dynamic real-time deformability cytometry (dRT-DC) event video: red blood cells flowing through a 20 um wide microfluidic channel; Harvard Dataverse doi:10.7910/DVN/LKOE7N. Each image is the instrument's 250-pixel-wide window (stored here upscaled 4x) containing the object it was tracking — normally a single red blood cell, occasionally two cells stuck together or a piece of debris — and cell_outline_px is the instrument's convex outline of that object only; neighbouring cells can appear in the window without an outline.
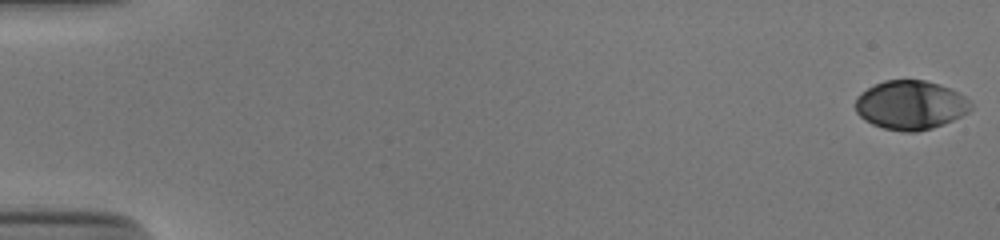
{"species": "human", "species_latin": "Homo sapiens", "temperature_condition": "cold", "stored_images_in_passage": 54, "camera_frame_rate_fps": 3000, "um_per_image_px": 0.085, "donor": {"sex": "male"}, "frame": {"image": 1, "passage_image": 1, "time_ms": 0.0, "image_size_px": [1000, 240], "cell_outline_px": [[972, 108], [968, 112], [952, 120], [932, 128], [916, 132], [904, 132], [884, 128], [872, 124], [864, 120], [856, 112], [856, 96], [860, 92], [884, 80], [924, 80], [940, 84], [952, 88], [960, 92], [972, 104]], "centroid_in_image_um": [77.4, 8.92], "position_along_channel_um": 7.6, "area_um2": 33.06}}
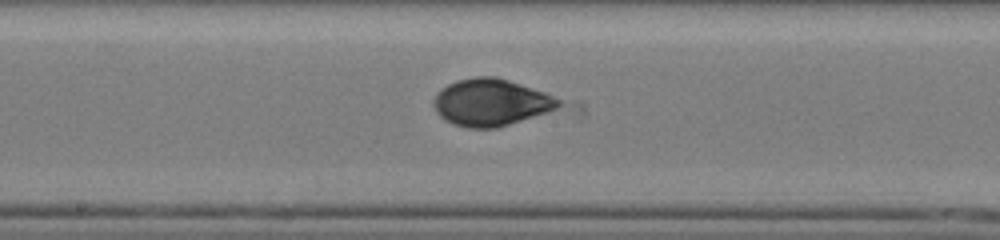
{"frame": {"image": 2, "passage_image": 30, "time_ms": 9.667, "image_size_px": [1000, 240], "cell_outline_px": [[560, 104], [556, 108], [548, 112], [496, 128], [468, 128], [452, 124], [444, 120], [436, 112], [432, 104], [432, 100], [436, 92], [448, 84], [456, 80], [476, 76], [496, 76], [544, 92], [560, 100]], "centroid_in_image_um": [41.66, 8.7], "position_along_channel_um": 206.5, "area_um2": 34.22}}
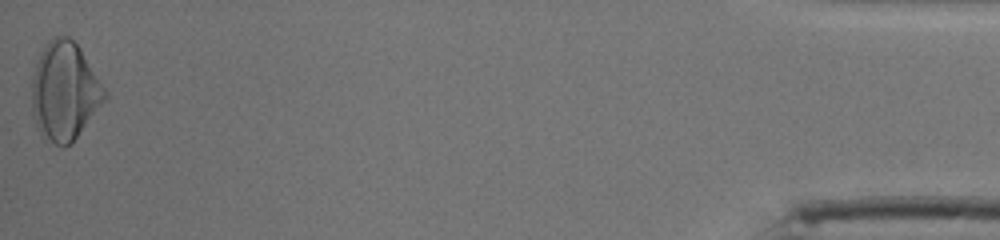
{"frame": {"image": 3, "passage_image": 54, "time_ms": 17.667, "image_size_px": [1000, 240], "cell_outline_px": [[108, 96], [72, 144], [64, 148], [60, 148], [44, 140], [40, 136], [36, 128], [32, 116], [32, 80], [36, 64], [40, 52], [48, 40], [52, 36], [68, 36], [80, 48], [108, 92]], "centroid_in_image_um": [5.47, 7.82], "position_along_channel_um": 429.7, "area_um2": 42.43}, "authors_computed_cell_mechanics": {"area_um2": 33.6107, "velocity_mm_per_s": 3.8734, "shape_relaxation_time_tau1_ms": 3.9265, "shape_relaxation_time_tau2_ms": 1.2506, "deformation_change_tau1": 0.1648, "deformation_change_tau2": 0.0381}}